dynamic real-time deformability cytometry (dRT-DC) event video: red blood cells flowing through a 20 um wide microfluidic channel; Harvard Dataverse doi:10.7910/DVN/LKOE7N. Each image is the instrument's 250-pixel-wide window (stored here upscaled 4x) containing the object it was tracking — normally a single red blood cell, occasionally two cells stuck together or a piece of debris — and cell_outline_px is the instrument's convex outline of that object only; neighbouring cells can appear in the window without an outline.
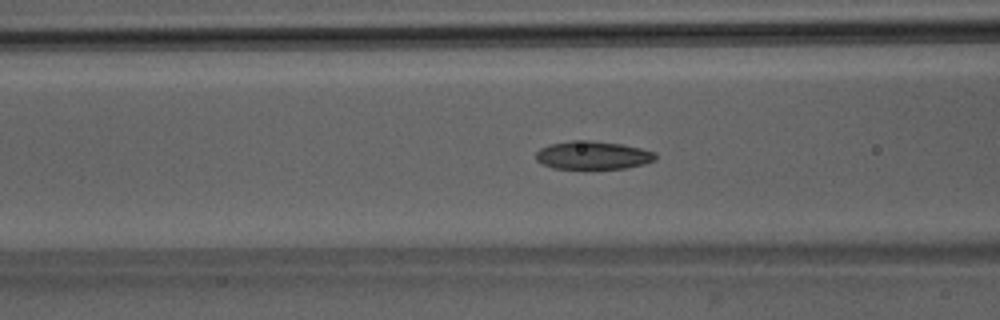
{"species": "Egyptian fruit bat (a non-hibernating species)", "species_latin": "Rousettus aegyptiacus", "temperature_condition": "room temperature", "stored_images_in_passage": 48, "camera_frame_rate_fps": 3000, "um_per_image_px": 0.085, "animal": {"sex": "male"}, "frame": {"image": 1, "passage_image": 21, "time_ms": 6.667, "image_size_px": [1000, 320], "cell_outline_px": [[656, 160], [644, 164], [624, 168], [552, 168], [536, 160], [536, 152], [540, 148], [548, 144], [572, 140], [592, 140], [624, 144], [656, 152]], "centroid_in_image_um": [50.4, 13.18], "position_along_channel_um": 116.2, "area_um2": 19.71}}
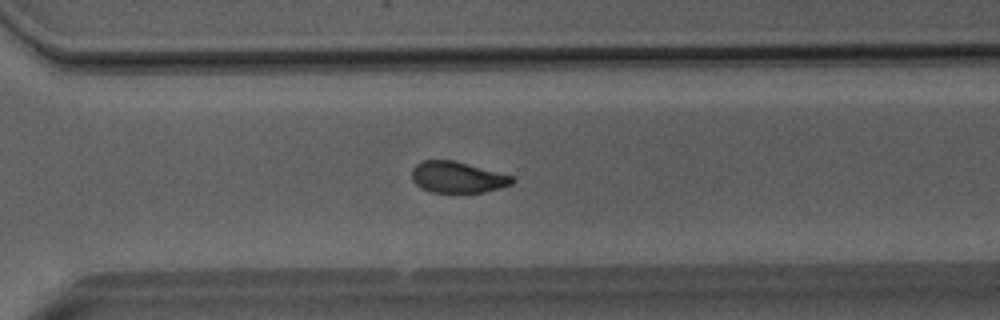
{"frame": {"image": 2, "passage_image": 37, "time_ms": 12.0, "image_size_px": [1000, 320], "cell_outline_px": [[516, 180], [512, 184], [500, 188], [484, 192], [432, 192], [420, 188], [412, 180], [412, 168], [416, 164], [424, 160], [452, 160], [468, 164], [512, 176]], "centroid_in_image_um": [38.87, 15.07], "position_along_channel_um": 331.7, "area_um2": 18.15}}
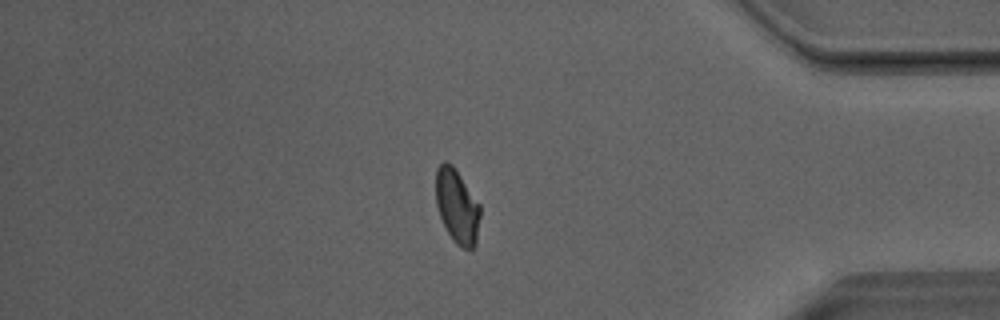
{"frame": {"image": 3, "passage_image": 44, "time_ms": 14.333, "image_size_px": [1000, 320], "cell_outline_px": [[480, 216], [476, 244], [472, 248], [460, 248], [452, 240], [440, 216], [436, 204], [436, 168], [444, 160], [448, 160], [452, 164], [480, 204]], "centroid_in_image_um": [38.85, 17.52], "position_along_channel_um": 396.4, "area_um2": 19.19}}